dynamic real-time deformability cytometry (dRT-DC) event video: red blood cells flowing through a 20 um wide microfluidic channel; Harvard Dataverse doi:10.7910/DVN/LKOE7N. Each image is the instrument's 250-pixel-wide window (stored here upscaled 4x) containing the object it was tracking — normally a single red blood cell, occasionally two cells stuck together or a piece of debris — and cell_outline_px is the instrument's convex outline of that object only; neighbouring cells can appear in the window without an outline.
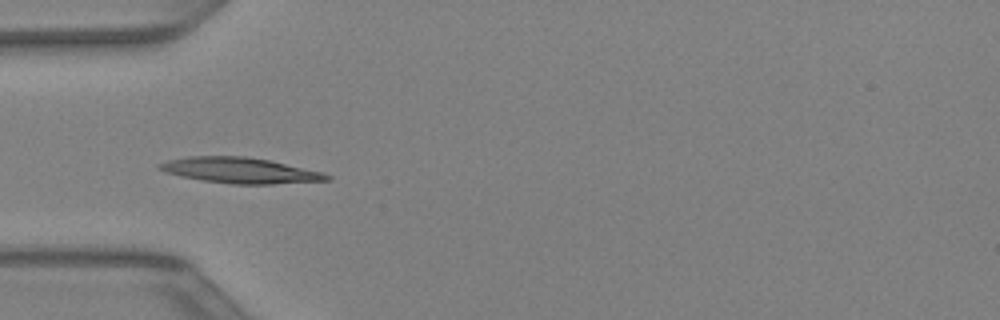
{"species": "Egyptian fruit bat (a non-hibernating species)", "species_latin": "Rousettus aegyptiacus", "temperature_condition": "warm", "stored_images_in_passage": 30, "camera_frame_rate_fps": 3000, "um_per_image_px": 0.085, "animal": {"sex": "female"}, "frame": {"image": 1, "passage_image": 1, "time_ms": 0.0, "image_size_px": [1000, 320], "cell_outline_px": [[332, 180], [272, 184], [232, 184], [204, 180], [180, 176], [164, 172], [156, 168], [156, 164], [168, 160], [188, 156], [244, 156], [268, 160], [324, 172], [332, 176]], "centroid_in_image_um": [20.39, 14.48], "position_along_channel_um": 64.6, "area_um2": 25.09}}
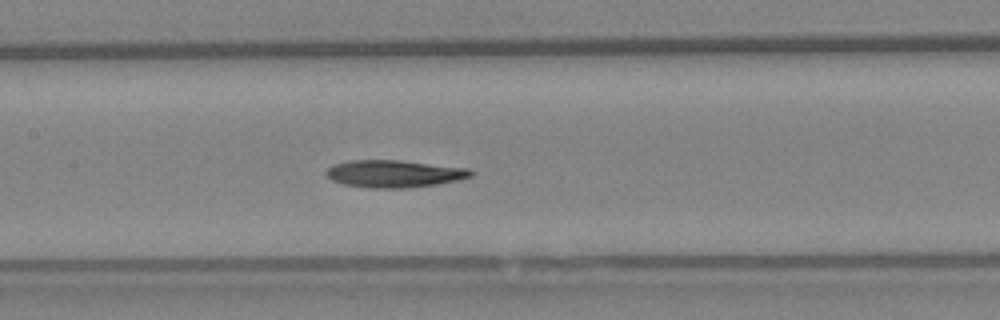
{"frame": {"image": 2, "passage_image": 8, "time_ms": 2.333, "image_size_px": [1000, 320], "cell_outline_px": [[472, 176], [460, 180], [436, 184], [408, 188], [368, 188], [344, 184], [332, 180], [324, 172], [332, 164], [348, 160], [400, 160], [468, 168], [472, 172]], "centroid_in_image_um": [33.48, 14.76], "position_along_channel_um": 173.9, "area_um2": 23.12}}
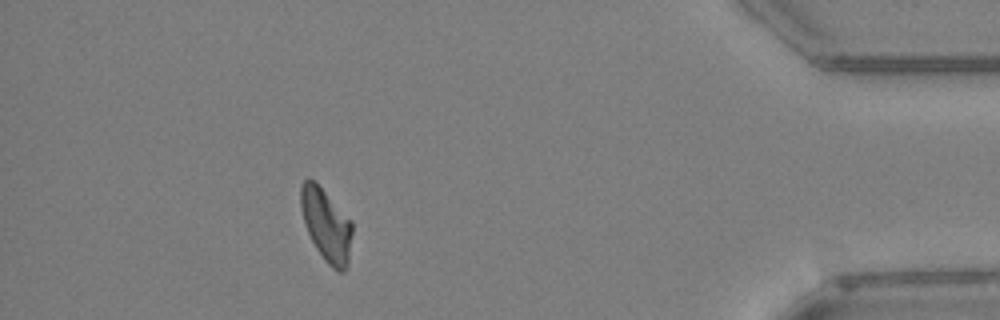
{"frame": {"image": 3, "passage_image": 26, "time_ms": 8.333, "image_size_px": [1000, 320], "cell_outline_px": [[352, 232], [348, 264], [344, 272], [336, 272], [324, 260], [316, 248], [308, 232], [300, 208], [300, 184], [308, 176], [352, 220]], "centroid_in_image_um": [27.73, 19.15], "position_along_channel_um": 407.5, "area_um2": 21.62}}